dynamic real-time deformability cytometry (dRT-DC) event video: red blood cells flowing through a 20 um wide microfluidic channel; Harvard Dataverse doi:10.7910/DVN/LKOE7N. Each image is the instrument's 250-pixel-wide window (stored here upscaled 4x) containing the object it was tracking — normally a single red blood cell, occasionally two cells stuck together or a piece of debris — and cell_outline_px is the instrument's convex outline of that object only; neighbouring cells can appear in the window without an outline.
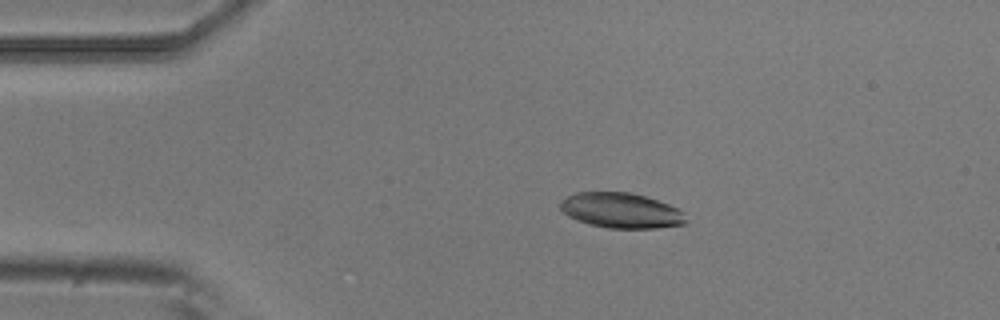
{"species": "common noctule bat (a hibernating species)", "species_latin": "Nyctalus noctula", "temperature_condition": "room temperature", "stored_images_in_passage": 4, "camera_frame_rate_fps": 3000, "um_per_image_px": 0.085, "animal": {"sex": "male", "body_mass_g": 20.5, "forearm_length_mm": 52.5}, "frame": {"image": 1, "passage_image": 3, "time_ms": 0.667, "image_size_px": [1000, 320], "cell_outline_px": [[688, 224], [656, 228], [608, 228], [588, 224], [576, 220], [568, 216], [560, 208], [560, 204], [568, 196], [576, 192], [628, 192], [644, 196], [668, 204], [684, 212]], "centroid_in_image_um": [52.81, 17.9], "position_along_channel_um": 32.2, "area_um2": 25.72}}